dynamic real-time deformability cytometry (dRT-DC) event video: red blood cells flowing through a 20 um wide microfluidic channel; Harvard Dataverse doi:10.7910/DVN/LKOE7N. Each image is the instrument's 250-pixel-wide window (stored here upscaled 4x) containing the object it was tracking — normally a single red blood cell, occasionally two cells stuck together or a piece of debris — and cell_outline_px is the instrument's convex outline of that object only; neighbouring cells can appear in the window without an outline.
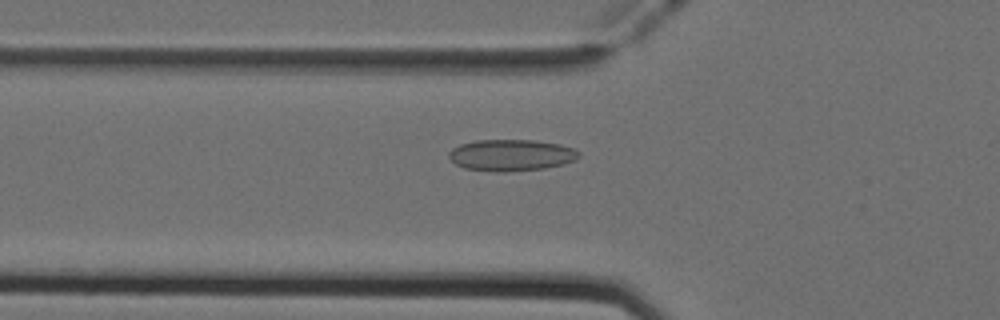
{"species": "Egyptian fruit bat (a non-hibernating species)", "species_latin": "Rousettus aegyptiacus", "temperature_condition": "cold", "stored_images_in_passage": 41, "camera_frame_rate_fps": 3000, "um_per_image_px": 0.085, "animal": {"sex": "female"}, "frame": {"image": 1, "passage_image": 8, "time_ms": 2.333, "image_size_px": [1000, 320], "cell_outline_px": [[580, 156], [576, 160], [564, 164], [544, 168], [508, 172], [492, 172], [464, 168], [456, 164], [448, 156], [448, 152], [452, 148], [460, 144], [476, 140], [536, 140], [560, 144], [572, 148], [580, 152]], "centroid_in_image_um": [43.45, 13.19], "position_along_channel_um": 82.3, "area_um2": 24.1}}
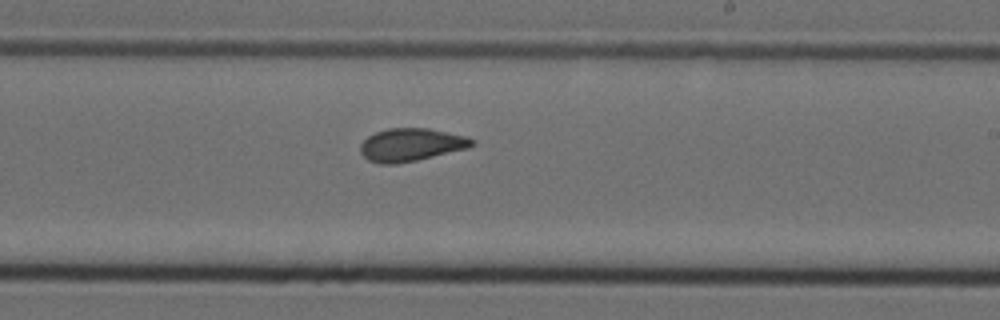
{"frame": {"image": 2, "passage_image": 21, "time_ms": 6.667, "image_size_px": [1000, 320], "cell_outline_px": [[476, 144], [468, 148], [416, 160], [396, 164], [380, 164], [368, 160], [360, 152], [360, 144], [368, 136], [376, 132], [388, 128], [428, 128], [464, 136], [476, 140]], "centroid_in_image_um": [34.93, 12.3], "position_along_channel_um": 254.1, "area_um2": 21.33}}
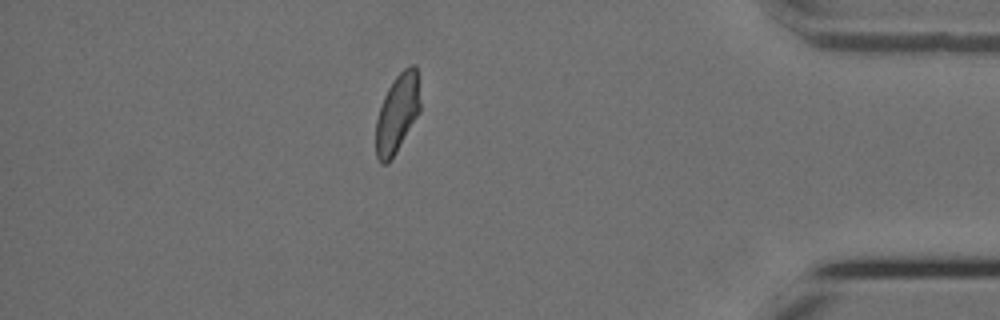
{"frame": {"image": 3, "passage_image": 35, "time_ms": 11.333, "image_size_px": [1000, 320], "cell_outline_px": [[420, 112], [396, 152], [388, 164], [380, 164], [376, 156], [376, 120], [384, 96], [388, 88], [396, 76], [404, 68], [412, 64], [416, 64], [420, 100]], "centroid_in_image_um": [33.77, 9.64], "position_along_channel_um": 401.4, "area_um2": 20.29}, "authors_computed_cell_mechanics": {"area_um2": 21.2126, "velocity_mm_per_s": 3.9513, "shape_relaxation_time_tau1_ms": 10.6537, "shape_relaxation_time_tau2_ms": 1.542, "deformation_change_tau1": 0.1732, "deformation_change_tau2": 0.0653}}